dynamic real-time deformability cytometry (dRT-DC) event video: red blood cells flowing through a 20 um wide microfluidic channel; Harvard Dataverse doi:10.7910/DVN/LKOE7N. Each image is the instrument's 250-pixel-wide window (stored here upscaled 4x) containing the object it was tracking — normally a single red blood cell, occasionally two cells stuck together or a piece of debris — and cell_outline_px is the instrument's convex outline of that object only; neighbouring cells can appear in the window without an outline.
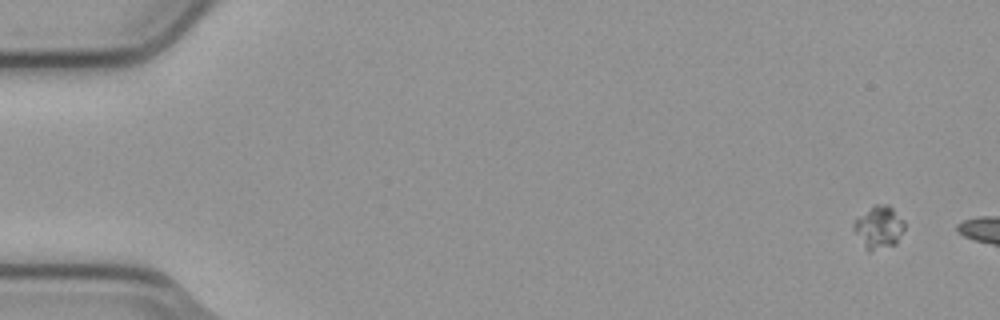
{"species": "common noctule bat (a hibernating species)", "species_latin": "Nyctalus noctula", "temperature_condition": "cold", "stored_images_in_passage": 3, "camera_frame_rate_fps": 3000, "um_per_image_px": 0.085, "animal": {"sex": "male", "body_mass_g": 23.1, "forearm_length_mm": 52.7}, "frame": {"image": 1, "passage_image": 1, "time_ms": 0.0, "image_size_px": [1000, 320], "cell_outline_px": [[904, 228], [896, 244], [868, 252], [852, 228], [852, 224], [872, 204], [888, 204], [904, 220]], "centroid_in_image_um": [74.69, 19.3], "position_along_channel_um": 10.3, "area_um2": 12.54}}